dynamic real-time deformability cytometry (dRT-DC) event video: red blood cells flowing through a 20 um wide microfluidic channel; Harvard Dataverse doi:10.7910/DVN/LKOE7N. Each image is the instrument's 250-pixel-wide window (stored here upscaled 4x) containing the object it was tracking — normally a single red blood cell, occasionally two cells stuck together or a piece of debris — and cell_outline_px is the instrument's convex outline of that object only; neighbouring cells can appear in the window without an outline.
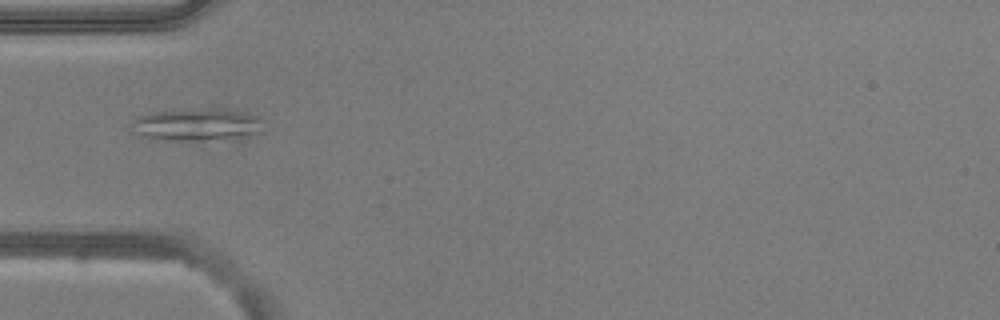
{"species": "common noctule bat (a hibernating species)", "species_latin": "Nyctalus noctula", "temperature_condition": "warm", "stored_images_in_passage": 7, "camera_frame_rate_fps": 3000, "um_per_image_px": 0.085, "animal": {"sex": "male", "body_mass_g": 20.5, "forearm_length_mm": 52.5}, "frame": {"image": 1, "passage_image": 2, "time_ms": 0.333, "image_size_px": [1000, 320], "cell_outline_px": [[264, 120], [260, 132], [240, 140], [168, 140], [144, 136], [128, 128], [128, 124], [136, 116], [148, 112], [212, 104], [260, 116]], "centroid_in_image_um": [16.79, 10.53], "position_along_channel_um": 68.2, "area_um2": 26.99}}